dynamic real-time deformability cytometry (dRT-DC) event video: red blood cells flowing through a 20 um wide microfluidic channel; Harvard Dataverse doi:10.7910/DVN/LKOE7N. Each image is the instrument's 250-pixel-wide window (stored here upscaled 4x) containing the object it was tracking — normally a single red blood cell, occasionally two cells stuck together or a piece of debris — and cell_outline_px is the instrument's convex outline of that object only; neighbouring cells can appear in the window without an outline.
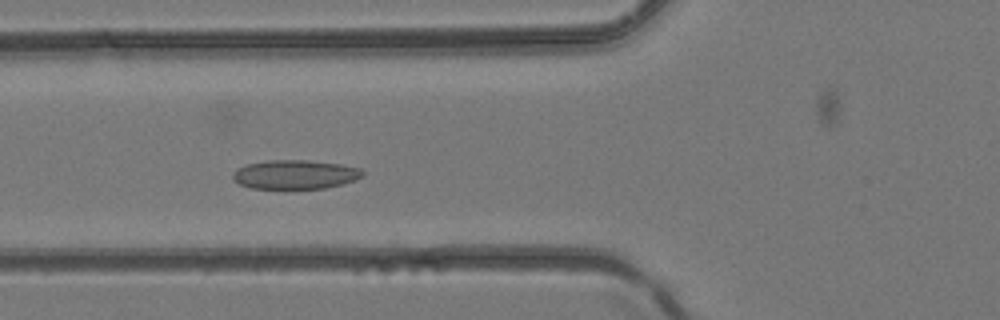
{"species": "common noctule bat (a hibernating species)", "species_latin": "Nyctalus noctula", "temperature_condition": "room temperature", "stored_images_in_passage": 35, "camera_frame_rate_fps": 3000, "um_per_image_px": 0.085, "animal": {"sex": "female", "body_mass_g": 24.6, "forearm_length_mm": 56.2}, "frame": {"image": 1, "passage_image": 13, "time_ms": 4.0, "image_size_px": [1000, 320], "cell_outline_px": [[364, 176], [344, 184], [324, 188], [252, 188], [240, 184], [232, 180], [232, 172], [236, 168], [248, 164], [268, 160], [308, 160], [340, 164], [364, 168]], "centroid_in_image_um": [25.11, 14.82], "position_along_channel_um": 100.7, "area_um2": 22.14}}
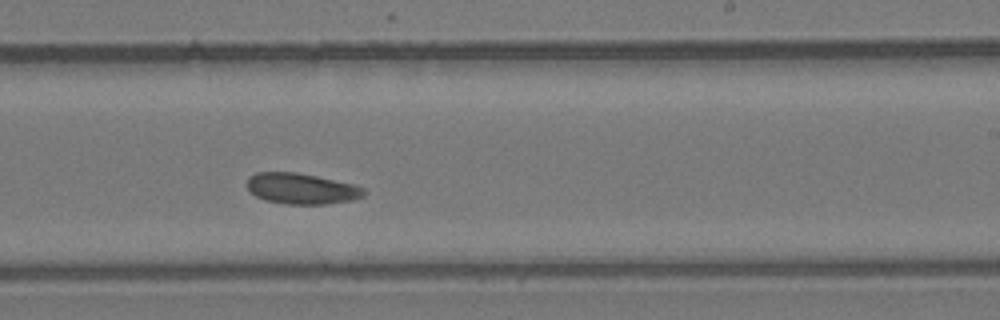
{"frame": {"image": 2, "passage_image": 23, "time_ms": 7.333, "image_size_px": [1000, 320], "cell_outline_px": [[364, 196], [352, 200], [324, 204], [284, 204], [264, 200], [256, 196], [248, 188], [248, 176], [256, 172], [296, 172], [356, 184], [364, 188]], "centroid_in_image_um": [25.63, 16.03], "position_along_channel_um": 263.4, "area_um2": 21.04}}
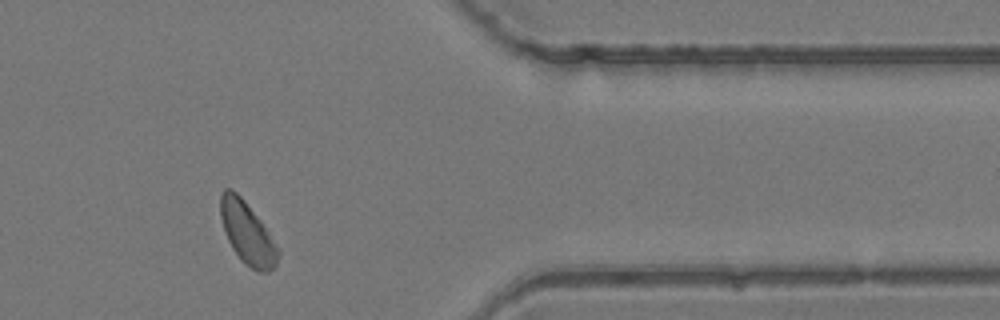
{"frame": {"image": 3, "passage_image": 32, "time_ms": 10.333, "image_size_px": [1000, 320], "cell_outline_px": [[280, 252], [276, 264], [268, 272], [256, 272], [244, 264], [240, 260], [232, 248], [228, 240], [220, 216], [220, 196], [224, 188], [232, 188], [244, 200], [260, 220]], "centroid_in_image_um": [21.0, 19.82], "position_along_channel_um": 390.4, "area_um2": 20.63}}